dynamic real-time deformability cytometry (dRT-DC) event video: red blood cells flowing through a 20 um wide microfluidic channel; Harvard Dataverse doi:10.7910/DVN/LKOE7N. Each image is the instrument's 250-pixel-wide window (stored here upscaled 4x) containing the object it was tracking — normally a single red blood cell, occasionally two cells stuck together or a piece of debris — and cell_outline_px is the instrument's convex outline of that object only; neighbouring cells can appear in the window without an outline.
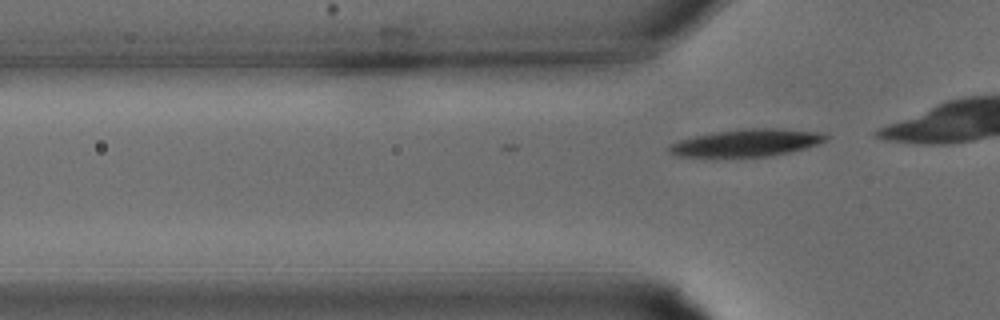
{"species": "common noctule bat (a hibernating species)", "species_latin": "Nyctalus noctula", "temperature_condition": "warm", "stored_images_in_passage": 7, "camera_frame_rate_fps": 3000, "um_per_image_px": 0.085, "animal": {"sex": "male", "body_mass_g": 15.6}, "frame": {"image": 1, "passage_image": 7, "time_ms": 2.0, "image_size_px": [1000, 320], "cell_outline_px": [[832, 136], [816, 144], [804, 148], [788, 152], [768, 156], [716, 160], [708, 160], [676, 156], [668, 152], [668, 148], [672, 144], [680, 140], [696, 136], [716, 132], [752, 128], [780, 128], [824, 132]], "centroid_in_image_um": [63.39, 12.19], "position_along_channel_um": 62.4, "area_um2": 25.95}}